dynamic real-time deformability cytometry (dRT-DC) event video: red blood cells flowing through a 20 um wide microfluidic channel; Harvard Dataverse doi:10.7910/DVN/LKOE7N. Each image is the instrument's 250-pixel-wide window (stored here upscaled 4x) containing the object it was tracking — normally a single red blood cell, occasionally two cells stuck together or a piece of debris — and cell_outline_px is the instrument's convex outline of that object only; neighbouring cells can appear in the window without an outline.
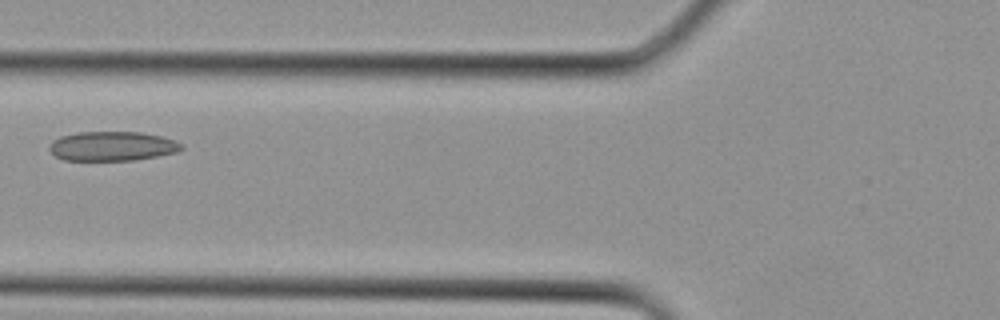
{"species": "Egyptian fruit bat (a non-hibernating species)", "species_latin": "Rousettus aegyptiacus", "temperature_condition": "cold", "stored_images_in_passage": 2, "camera_frame_rate_fps": 3000, "um_per_image_px": 0.085, "animal": {"sex": "female"}, "frame": {"image": 1, "passage_image": 2, "time_ms": 0.333, "image_size_px": [1000, 320], "cell_outline_px": [[184, 148], [176, 152], [156, 156], [132, 160], [64, 160], [56, 156], [48, 148], [48, 144], [52, 140], [60, 136], [80, 132], [140, 132], [160, 136], [176, 140]], "centroid_in_image_um": [9.51, 12.42], "position_along_channel_um": 116.3, "area_um2": 22.54}}